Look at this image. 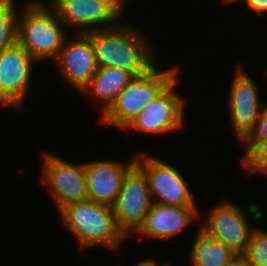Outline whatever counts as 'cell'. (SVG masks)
<instances>
[{"label":"cell","instance_id":"cell-1","mask_svg":"<svg viewBox=\"0 0 267 266\" xmlns=\"http://www.w3.org/2000/svg\"><path fill=\"white\" fill-rule=\"evenodd\" d=\"M123 21L86 33L94 47L97 68L117 67L134 77L143 75L158 62L156 44L143 27Z\"/></svg>","mask_w":267,"mask_h":266},{"label":"cell","instance_id":"cell-2","mask_svg":"<svg viewBox=\"0 0 267 266\" xmlns=\"http://www.w3.org/2000/svg\"><path fill=\"white\" fill-rule=\"evenodd\" d=\"M24 2L17 13V43L38 63L54 61L70 33L45 0Z\"/></svg>","mask_w":267,"mask_h":266},{"label":"cell","instance_id":"cell-3","mask_svg":"<svg viewBox=\"0 0 267 266\" xmlns=\"http://www.w3.org/2000/svg\"><path fill=\"white\" fill-rule=\"evenodd\" d=\"M58 214L81 252L104 247L116 253L127 239L117 227L112 206L87 200L69 204Z\"/></svg>","mask_w":267,"mask_h":266},{"label":"cell","instance_id":"cell-4","mask_svg":"<svg viewBox=\"0 0 267 266\" xmlns=\"http://www.w3.org/2000/svg\"><path fill=\"white\" fill-rule=\"evenodd\" d=\"M156 63L145 74L133 77L111 106L99 116L102 125L124 131L137 115L180 74V66L168 69ZM159 66V67H158Z\"/></svg>","mask_w":267,"mask_h":266},{"label":"cell","instance_id":"cell-5","mask_svg":"<svg viewBox=\"0 0 267 266\" xmlns=\"http://www.w3.org/2000/svg\"><path fill=\"white\" fill-rule=\"evenodd\" d=\"M223 201V202H222ZM230 199L220 200L200 218V227L236 254H244L257 222H263L265 213L261 205L248 203L246 208ZM251 217V219H250ZM204 219V220H203ZM254 221L253 224L250 221Z\"/></svg>","mask_w":267,"mask_h":266},{"label":"cell","instance_id":"cell-6","mask_svg":"<svg viewBox=\"0 0 267 266\" xmlns=\"http://www.w3.org/2000/svg\"><path fill=\"white\" fill-rule=\"evenodd\" d=\"M71 34L110 28L125 19L132 0H46ZM72 31V32H71Z\"/></svg>","mask_w":267,"mask_h":266},{"label":"cell","instance_id":"cell-7","mask_svg":"<svg viewBox=\"0 0 267 266\" xmlns=\"http://www.w3.org/2000/svg\"><path fill=\"white\" fill-rule=\"evenodd\" d=\"M45 152V153H44ZM41 153L40 184L46 188L49 197L60 212L72 203L88 200V182L84 161L74 163L55 153Z\"/></svg>","mask_w":267,"mask_h":266},{"label":"cell","instance_id":"cell-8","mask_svg":"<svg viewBox=\"0 0 267 266\" xmlns=\"http://www.w3.org/2000/svg\"><path fill=\"white\" fill-rule=\"evenodd\" d=\"M179 76L175 78L151 103H149L123 131L143 135H168L184 130L187 109L186 97L178 93ZM182 96V97H181ZM186 110V111H185Z\"/></svg>","mask_w":267,"mask_h":266},{"label":"cell","instance_id":"cell-9","mask_svg":"<svg viewBox=\"0 0 267 266\" xmlns=\"http://www.w3.org/2000/svg\"><path fill=\"white\" fill-rule=\"evenodd\" d=\"M135 164L145 173L153 202L171 206H197L187 178L177 166L151 153H136Z\"/></svg>","mask_w":267,"mask_h":266},{"label":"cell","instance_id":"cell-10","mask_svg":"<svg viewBox=\"0 0 267 266\" xmlns=\"http://www.w3.org/2000/svg\"><path fill=\"white\" fill-rule=\"evenodd\" d=\"M39 64L18 43L0 51V105L23 112L31 96L33 70Z\"/></svg>","mask_w":267,"mask_h":266},{"label":"cell","instance_id":"cell-11","mask_svg":"<svg viewBox=\"0 0 267 266\" xmlns=\"http://www.w3.org/2000/svg\"><path fill=\"white\" fill-rule=\"evenodd\" d=\"M153 203L147 176L135 164L125 175L112 205L117 227L127 239L144 224Z\"/></svg>","mask_w":267,"mask_h":266},{"label":"cell","instance_id":"cell-12","mask_svg":"<svg viewBox=\"0 0 267 266\" xmlns=\"http://www.w3.org/2000/svg\"><path fill=\"white\" fill-rule=\"evenodd\" d=\"M228 89V120L237 142H241L254 128L264 100L260 86L241 64H236ZM259 87V88H258Z\"/></svg>","mask_w":267,"mask_h":266},{"label":"cell","instance_id":"cell-13","mask_svg":"<svg viewBox=\"0 0 267 266\" xmlns=\"http://www.w3.org/2000/svg\"><path fill=\"white\" fill-rule=\"evenodd\" d=\"M53 62L67 87L81 93L97 71L91 38L83 33L70 34Z\"/></svg>","mask_w":267,"mask_h":266},{"label":"cell","instance_id":"cell-14","mask_svg":"<svg viewBox=\"0 0 267 266\" xmlns=\"http://www.w3.org/2000/svg\"><path fill=\"white\" fill-rule=\"evenodd\" d=\"M198 206H171L154 202L146 215L144 224L135 236L145 240L168 242L171 238L179 235L189 227L199 222L203 212ZM196 221V222H195ZM139 235V236H138Z\"/></svg>","mask_w":267,"mask_h":266},{"label":"cell","instance_id":"cell-15","mask_svg":"<svg viewBox=\"0 0 267 266\" xmlns=\"http://www.w3.org/2000/svg\"><path fill=\"white\" fill-rule=\"evenodd\" d=\"M127 161L95 159L84 161L88 200L112 206L127 172L135 165L136 152Z\"/></svg>","mask_w":267,"mask_h":266},{"label":"cell","instance_id":"cell-16","mask_svg":"<svg viewBox=\"0 0 267 266\" xmlns=\"http://www.w3.org/2000/svg\"><path fill=\"white\" fill-rule=\"evenodd\" d=\"M133 75L117 67L97 68L89 84L82 90L81 95L87 94L95 100L102 115L116 100L120 92L133 79ZM101 106V107H100Z\"/></svg>","mask_w":267,"mask_h":266},{"label":"cell","instance_id":"cell-17","mask_svg":"<svg viewBox=\"0 0 267 266\" xmlns=\"http://www.w3.org/2000/svg\"><path fill=\"white\" fill-rule=\"evenodd\" d=\"M189 246V266H226L235 256L232 250L209 235L200 225Z\"/></svg>","mask_w":267,"mask_h":266},{"label":"cell","instance_id":"cell-18","mask_svg":"<svg viewBox=\"0 0 267 266\" xmlns=\"http://www.w3.org/2000/svg\"><path fill=\"white\" fill-rule=\"evenodd\" d=\"M240 144H244V152L240 159V166L247 175L255 177L254 175L267 174V138L262 140H242Z\"/></svg>","mask_w":267,"mask_h":266},{"label":"cell","instance_id":"cell-19","mask_svg":"<svg viewBox=\"0 0 267 266\" xmlns=\"http://www.w3.org/2000/svg\"><path fill=\"white\" fill-rule=\"evenodd\" d=\"M15 0H0V51L17 44V13Z\"/></svg>","mask_w":267,"mask_h":266},{"label":"cell","instance_id":"cell-20","mask_svg":"<svg viewBox=\"0 0 267 266\" xmlns=\"http://www.w3.org/2000/svg\"><path fill=\"white\" fill-rule=\"evenodd\" d=\"M259 225L253 230L244 255L255 266H267V229Z\"/></svg>","mask_w":267,"mask_h":266},{"label":"cell","instance_id":"cell-21","mask_svg":"<svg viewBox=\"0 0 267 266\" xmlns=\"http://www.w3.org/2000/svg\"><path fill=\"white\" fill-rule=\"evenodd\" d=\"M267 138V102L264 99V103L261 108L259 118L254 125V128L243 140H262Z\"/></svg>","mask_w":267,"mask_h":266},{"label":"cell","instance_id":"cell-22","mask_svg":"<svg viewBox=\"0 0 267 266\" xmlns=\"http://www.w3.org/2000/svg\"><path fill=\"white\" fill-rule=\"evenodd\" d=\"M243 4H245L246 8L249 11H252L254 16L263 17V19L267 15V0H243ZM265 16V17H264Z\"/></svg>","mask_w":267,"mask_h":266},{"label":"cell","instance_id":"cell-23","mask_svg":"<svg viewBox=\"0 0 267 266\" xmlns=\"http://www.w3.org/2000/svg\"><path fill=\"white\" fill-rule=\"evenodd\" d=\"M226 266H255L244 254H235Z\"/></svg>","mask_w":267,"mask_h":266},{"label":"cell","instance_id":"cell-24","mask_svg":"<svg viewBox=\"0 0 267 266\" xmlns=\"http://www.w3.org/2000/svg\"><path fill=\"white\" fill-rule=\"evenodd\" d=\"M159 259L156 260V258L154 259L153 257L150 256V258L148 257V259H143V260H139L138 262H136L134 265L132 266H165L168 262H161V264L158 261ZM116 266V265H115ZM121 266V265H119Z\"/></svg>","mask_w":267,"mask_h":266},{"label":"cell","instance_id":"cell-25","mask_svg":"<svg viewBox=\"0 0 267 266\" xmlns=\"http://www.w3.org/2000/svg\"><path fill=\"white\" fill-rule=\"evenodd\" d=\"M243 0H221L220 1V3H222V5L224 4V5H232V4H234V3H237L238 4V2L239 3H241Z\"/></svg>","mask_w":267,"mask_h":266},{"label":"cell","instance_id":"cell-26","mask_svg":"<svg viewBox=\"0 0 267 266\" xmlns=\"http://www.w3.org/2000/svg\"><path fill=\"white\" fill-rule=\"evenodd\" d=\"M264 71H265V73H264L263 76H266V85H267V67H266V69H265ZM266 90H267V89H266ZM266 94H267V91H266Z\"/></svg>","mask_w":267,"mask_h":266},{"label":"cell","instance_id":"cell-27","mask_svg":"<svg viewBox=\"0 0 267 266\" xmlns=\"http://www.w3.org/2000/svg\"><path fill=\"white\" fill-rule=\"evenodd\" d=\"M165 266H174V265H173V263H170V262L168 261V263H167Z\"/></svg>","mask_w":267,"mask_h":266}]
</instances>
